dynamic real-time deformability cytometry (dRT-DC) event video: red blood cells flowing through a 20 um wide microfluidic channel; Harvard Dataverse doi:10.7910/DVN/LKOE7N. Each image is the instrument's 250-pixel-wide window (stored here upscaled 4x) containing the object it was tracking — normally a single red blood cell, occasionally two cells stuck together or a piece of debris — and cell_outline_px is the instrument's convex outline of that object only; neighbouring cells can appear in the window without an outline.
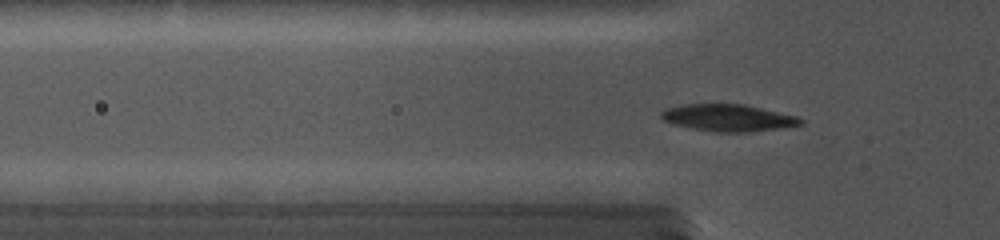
{"species": "common noctule bat (a hibernating species)", "species_latin": "Nyctalus noctula", "temperature_condition": "cold", "stored_images_in_passage": 53, "camera_frame_rate_fps": 5000, "um_per_image_px": 0.085, "animal": {"sex": "female", "body_mass_g": 19.0, "forearm_length_mm": 56.7}, "frame": {"image": 1, "passage_image": 18, "time_ms": 5.2, "image_size_px": [1000, 240], "cell_outline_px": [[804, 124], [784, 128], [748, 132], [720, 132], [692, 128], [672, 124], [664, 120], [660, 116], [660, 112], [668, 108], [684, 104], [744, 104], [796, 116], [804, 120]], "centroid_in_image_um": [61.92, 10.02], "position_along_channel_um": 63.9, "area_um2": 21.85}}
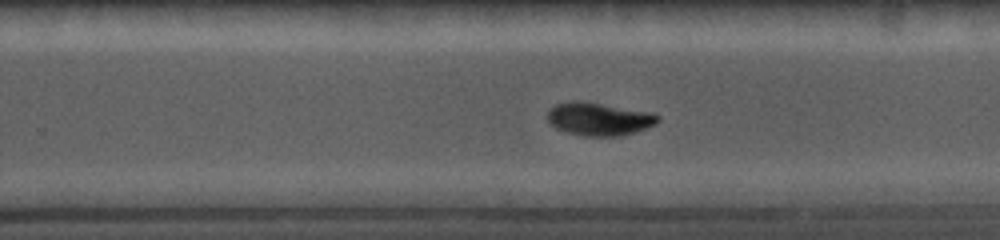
{"frame": {"image": 2, "passage_image": 35, "time_ms": 10.8, "image_size_px": [1000, 240], "cell_outline_px": [[660, 120], [656, 124], [636, 132], [620, 136], [580, 136], [564, 132], [556, 128], [548, 120], [548, 112], [556, 104], [600, 104], [652, 112], [660, 116]], "centroid_in_image_um": [51.0, 10.18], "position_along_channel_um": 278.8, "area_um2": 20.52}}
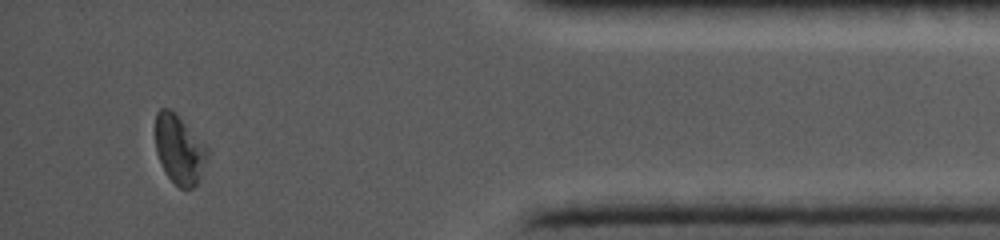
{"frame": {"image": 3, "passage_image": 50, "time_ms": 15.2, "image_size_px": [1000, 240], "cell_outline_px": [[208, 156], [200, 180], [192, 188], [180, 188], [168, 176], [156, 152], [156, 112], [160, 108], [168, 108], [208, 148]], "centroid_in_image_um": [15.25, 12.75], "position_along_channel_um": 420.0, "area_um2": 20.23}}